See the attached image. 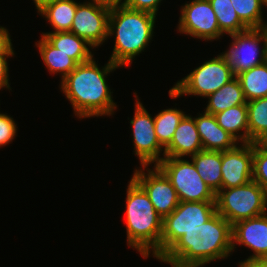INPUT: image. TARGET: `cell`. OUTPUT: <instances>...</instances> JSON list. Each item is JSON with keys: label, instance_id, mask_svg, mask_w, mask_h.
<instances>
[{"label": "cell", "instance_id": "cell-1", "mask_svg": "<svg viewBox=\"0 0 267 267\" xmlns=\"http://www.w3.org/2000/svg\"><path fill=\"white\" fill-rule=\"evenodd\" d=\"M232 225L216 212L200 227L187 231L160 258L172 267H203L230 256Z\"/></svg>", "mask_w": 267, "mask_h": 267}, {"label": "cell", "instance_id": "cell-2", "mask_svg": "<svg viewBox=\"0 0 267 267\" xmlns=\"http://www.w3.org/2000/svg\"><path fill=\"white\" fill-rule=\"evenodd\" d=\"M93 57L91 60L77 64L62 81L61 91L71 102L75 116L82 118L114 114L117 108L113 102L106 76L119 66L110 60L100 69Z\"/></svg>", "mask_w": 267, "mask_h": 267}, {"label": "cell", "instance_id": "cell-3", "mask_svg": "<svg viewBox=\"0 0 267 267\" xmlns=\"http://www.w3.org/2000/svg\"><path fill=\"white\" fill-rule=\"evenodd\" d=\"M156 15L126 6L112 7L108 21V37L115 34L110 61L119 67L129 66L152 40Z\"/></svg>", "mask_w": 267, "mask_h": 267}, {"label": "cell", "instance_id": "cell-4", "mask_svg": "<svg viewBox=\"0 0 267 267\" xmlns=\"http://www.w3.org/2000/svg\"><path fill=\"white\" fill-rule=\"evenodd\" d=\"M127 244L137 249L143 258H160L163 218L156 212L147 193L131 178L126 190Z\"/></svg>", "mask_w": 267, "mask_h": 267}, {"label": "cell", "instance_id": "cell-5", "mask_svg": "<svg viewBox=\"0 0 267 267\" xmlns=\"http://www.w3.org/2000/svg\"><path fill=\"white\" fill-rule=\"evenodd\" d=\"M266 201L265 190L254 180L242 186L221 189L215 195L216 212L231 225L265 214Z\"/></svg>", "mask_w": 267, "mask_h": 267}, {"label": "cell", "instance_id": "cell-6", "mask_svg": "<svg viewBox=\"0 0 267 267\" xmlns=\"http://www.w3.org/2000/svg\"><path fill=\"white\" fill-rule=\"evenodd\" d=\"M235 77L232 66L221 53L217 57L205 61L178 81L169 90V96L174 99L183 95H197L205 98Z\"/></svg>", "mask_w": 267, "mask_h": 267}, {"label": "cell", "instance_id": "cell-7", "mask_svg": "<svg viewBox=\"0 0 267 267\" xmlns=\"http://www.w3.org/2000/svg\"><path fill=\"white\" fill-rule=\"evenodd\" d=\"M215 213V201L179 202L177 208L163 218L160 257L187 231L200 227Z\"/></svg>", "mask_w": 267, "mask_h": 267}, {"label": "cell", "instance_id": "cell-8", "mask_svg": "<svg viewBox=\"0 0 267 267\" xmlns=\"http://www.w3.org/2000/svg\"><path fill=\"white\" fill-rule=\"evenodd\" d=\"M157 166L171 181L179 202L215 201L216 194L203 181L192 160L164 157Z\"/></svg>", "mask_w": 267, "mask_h": 267}, {"label": "cell", "instance_id": "cell-9", "mask_svg": "<svg viewBox=\"0 0 267 267\" xmlns=\"http://www.w3.org/2000/svg\"><path fill=\"white\" fill-rule=\"evenodd\" d=\"M230 37L233 40L230 43V49L222 52V54L232 66L235 76L267 61L266 27L248 29L241 33L232 34ZM259 43L263 44L262 49H260Z\"/></svg>", "mask_w": 267, "mask_h": 267}, {"label": "cell", "instance_id": "cell-10", "mask_svg": "<svg viewBox=\"0 0 267 267\" xmlns=\"http://www.w3.org/2000/svg\"><path fill=\"white\" fill-rule=\"evenodd\" d=\"M135 103L134 118L130 120L133 131L134 154L140 160L141 166H149L154 163L157 165L163 158L165 149L160 145L154 129V118L145 109L143 104L139 101L138 96ZM163 151V157L160 153Z\"/></svg>", "mask_w": 267, "mask_h": 267}, {"label": "cell", "instance_id": "cell-11", "mask_svg": "<svg viewBox=\"0 0 267 267\" xmlns=\"http://www.w3.org/2000/svg\"><path fill=\"white\" fill-rule=\"evenodd\" d=\"M178 30L201 40L214 41L220 39V32L216 14L209 0H192L181 7Z\"/></svg>", "mask_w": 267, "mask_h": 267}, {"label": "cell", "instance_id": "cell-12", "mask_svg": "<svg viewBox=\"0 0 267 267\" xmlns=\"http://www.w3.org/2000/svg\"><path fill=\"white\" fill-rule=\"evenodd\" d=\"M147 167L136 169L132 178L144 189L156 212L164 218L177 208L179 199L164 172L157 165H154L152 170ZM145 169L147 173L144 172Z\"/></svg>", "mask_w": 267, "mask_h": 267}, {"label": "cell", "instance_id": "cell-13", "mask_svg": "<svg viewBox=\"0 0 267 267\" xmlns=\"http://www.w3.org/2000/svg\"><path fill=\"white\" fill-rule=\"evenodd\" d=\"M110 10V7L95 2L79 3L69 32L97 48L108 39Z\"/></svg>", "mask_w": 267, "mask_h": 267}, {"label": "cell", "instance_id": "cell-14", "mask_svg": "<svg viewBox=\"0 0 267 267\" xmlns=\"http://www.w3.org/2000/svg\"><path fill=\"white\" fill-rule=\"evenodd\" d=\"M222 151L221 189L242 186L253 176V143H241Z\"/></svg>", "mask_w": 267, "mask_h": 267}, {"label": "cell", "instance_id": "cell-15", "mask_svg": "<svg viewBox=\"0 0 267 267\" xmlns=\"http://www.w3.org/2000/svg\"><path fill=\"white\" fill-rule=\"evenodd\" d=\"M245 245L253 251L246 260L267 259V216L240 220L232 225V248Z\"/></svg>", "mask_w": 267, "mask_h": 267}, {"label": "cell", "instance_id": "cell-16", "mask_svg": "<svg viewBox=\"0 0 267 267\" xmlns=\"http://www.w3.org/2000/svg\"><path fill=\"white\" fill-rule=\"evenodd\" d=\"M201 150L203 148L195 119L185 115L175 130L170 144L165 148L164 157H191Z\"/></svg>", "mask_w": 267, "mask_h": 267}, {"label": "cell", "instance_id": "cell-17", "mask_svg": "<svg viewBox=\"0 0 267 267\" xmlns=\"http://www.w3.org/2000/svg\"><path fill=\"white\" fill-rule=\"evenodd\" d=\"M203 150L226 151L238 141L218 125L215 115L204 112L194 117Z\"/></svg>", "mask_w": 267, "mask_h": 267}, {"label": "cell", "instance_id": "cell-18", "mask_svg": "<svg viewBox=\"0 0 267 267\" xmlns=\"http://www.w3.org/2000/svg\"><path fill=\"white\" fill-rule=\"evenodd\" d=\"M42 36L55 48L71 57L77 64L87 62L93 58V49L85 39L69 31L46 32ZM89 47V48H88Z\"/></svg>", "mask_w": 267, "mask_h": 267}, {"label": "cell", "instance_id": "cell-19", "mask_svg": "<svg viewBox=\"0 0 267 267\" xmlns=\"http://www.w3.org/2000/svg\"><path fill=\"white\" fill-rule=\"evenodd\" d=\"M191 160L203 181L216 194L221 190L222 151L201 150Z\"/></svg>", "mask_w": 267, "mask_h": 267}, {"label": "cell", "instance_id": "cell-20", "mask_svg": "<svg viewBox=\"0 0 267 267\" xmlns=\"http://www.w3.org/2000/svg\"><path fill=\"white\" fill-rule=\"evenodd\" d=\"M207 98L209 100L204 112L213 115L247 102L241 84L236 77L219 90L208 95Z\"/></svg>", "mask_w": 267, "mask_h": 267}, {"label": "cell", "instance_id": "cell-21", "mask_svg": "<svg viewBox=\"0 0 267 267\" xmlns=\"http://www.w3.org/2000/svg\"><path fill=\"white\" fill-rule=\"evenodd\" d=\"M215 117L218 125L238 142L248 143V108L246 103L219 112L215 114Z\"/></svg>", "mask_w": 267, "mask_h": 267}, {"label": "cell", "instance_id": "cell-22", "mask_svg": "<svg viewBox=\"0 0 267 267\" xmlns=\"http://www.w3.org/2000/svg\"><path fill=\"white\" fill-rule=\"evenodd\" d=\"M79 3L74 0H56L46 4L37 13L50 22L55 31H70Z\"/></svg>", "mask_w": 267, "mask_h": 267}, {"label": "cell", "instance_id": "cell-23", "mask_svg": "<svg viewBox=\"0 0 267 267\" xmlns=\"http://www.w3.org/2000/svg\"><path fill=\"white\" fill-rule=\"evenodd\" d=\"M246 101L267 97V61L236 75Z\"/></svg>", "mask_w": 267, "mask_h": 267}, {"label": "cell", "instance_id": "cell-24", "mask_svg": "<svg viewBox=\"0 0 267 267\" xmlns=\"http://www.w3.org/2000/svg\"><path fill=\"white\" fill-rule=\"evenodd\" d=\"M37 42L35 45L39 48L41 58L52 74L61 73V80H63L76 68L77 63L71 57L52 46L43 36Z\"/></svg>", "mask_w": 267, "mask_h": 267}, {"label": "cell", "instance_id": "cell-25", "mask_svg": "<svg viewBox=\"0 0 267 267\" xmlns=\"http://www.w3.org/2000/svg\"><path fill=\"white\" fill-rule=\"evenodd\" d=\"M248 143H259L267 135V97L247 101Z\"/></svg>", "mask_w": 267, "mask_h": 267}, {"label": "cell", "instance_id": "cell-26", "mask_svg": "<svg viewBox=\"0 0 267 267\" xmlns=\"http://www.w3.org/2000/svg\"><path fill=\"white\" fill-rule=\"evenodd\" d=\"M218 20L220 32L229 36L241 33L248 28L240 21L231 0H209Z\"/></svg>", "mask_w": 267, "mask_h": 267}, {"label": "cell", "instance_id": "cell-27", "mask_svg": "<svg viewBox=\"0 0 267 267\" xmlns=\"http://www.w3.org/2000/svg\"><path fill=\"white\" fill-rule=\"evenodd\" d=\"M186 114L177 108L164 109L154 117V129L160 145L165 149Z\"/></svg>", "mask_w": 267, "mask_h": 267}, {"label": "cell", "instance_id": "cell-28", "mask_svg": "<svg viewBox=\"0 0 267 267\" xmlns=\"http://www.w3.org/2000/svg\"><path fill=\"white\" fill-rule=\"evenodd\" d=\"M240 21L248 29H260L267 26L263 22L262 8H267V0H231Z\"/></svg>", "mask_w": 267, "mask_h": 267}, {"label": "cell", "instance_id": "cell-29", "mask_svg": "<svg viewBox=\"0 0 267 267\" xmlns=\"http://www.w3.org/2000/svg\"><path fill=\"white\" fill-rule=\"evenodd\" d=\"M267 194V147L260 143H253V176Z\"/></svg>", "mask_w": 267, "mask_h": 267}, {"label": "cell", "instance_id": "cell-30", "mask_svg": "<svg viewBox=\"0 0 267 267\" xmlns=\"http://www.w3.org/2000/svg\"><path fill=\"white\" fill-rule=\"evenodd\" d=\"M17 132V124L14 119L3 113H0V147L12 142Z\"/></svg>", "mask_w": 267, "mask_h": 267}, {"label": "cell", "instance_id": "cell-31", "mask_svg": "<svg viewBox=\"0 0 267 267\" xmlns=\"http://www.w3.org/2000/svg\"><path fill=\"white\" fill-rule=\"evenodd\" d=\"M162 0H125L124 6L157 15L158 6Z\"/></svg>", "mask_w": 267, "mask_h": 267}, {"label": "cell", "instance_id": "cell-32", "mask_svg": "<svg viewBox=\"0 0 267 267\" xmlns=\"http://www.w3.org/2000/svg\"><path fill=\"white\" fill-rule=\"evenodd\" d=\"M10 33L8 30L0 26V55H14Z\"/></svg>", "mask_w": 267, "mask_h": 267}, {"label": "cell", "instance_id": "cell-33", "mask_svg": "<svg viewBox=\"0 0 267 267\" xmlns=\"http://www.w3.org/2000/svg\"><path fill=\"white\" fill-rule=\"evenodd\" d=\"M10 56L13 57L14 55H0V90L3 87L11 90L9 85V68L6 61Z\"/></svg>", "mask_w": 267, "mask_h": 267}, {"label": "cell", "instance_id": "cell-34", "mask_svg": "<svg viewBox=\"0 0 267 267\" xmlns=\"http://www.w3.org/2000/svg\"><path fill=\"white\" fill-rule=\"evenodd\" d=\"M239 267H267V259L244 260Z\"/></svg>", "mask_w": 267, "mask_h": 267}, {"label": "cell", "instance_id": "cell-35", "mask_svg": "<svg viewBox=\"0 0 267 267\" xmlns=\"http://www.w3.org/2000/svg\"><path fill=\"white\" fill-rule=\"evenodd\" d=\"M121 1L122 0H92V2L102 4V5L108 6L110 8L116 7V6H123L125 0L122 2Z\"/></svg>", "mask_w": 267, "mask_h": 267}, {"label": "cell", "instance_id": "cell-36", "mask_svg": "<svg viewBox=\"0 0 267 267\" xmlns=\"http://www.w3.org/2000/svg\"><path fill=\"white\" fill-rule=\"evenodd\" d=\"M37 11L41 10L46 4L54 2L56 0H33Z\"/></svg>", "mask_w": 267, "mask_h": 267}, {"label": "cell", "instance_id": "cell-37", "mask_svg": "<svg viewBox=\"0 0 267 267\" xmlns=\"http://www.w3.org/2000/svg\"><path fill=\"white\" fill-rule=\"evenodd\" d=\"M259 143L267 147V135Z\"/></svg>", "mask_w": 267, "mask_h": 267}, {"label": "cell", "instance_id": "cell-38", "mask_svg": "<svg viewBox=\"0 0 267 267\" xmlns=\"http://www.w3.org/2000/svg\"><path fill=\"white\" fill-rule=\"evenodd\" d=\"M265 215L267 216V201H266V212H265Z\"/></svg>", "mask_w": 267, "mask_h": 267}]
</instances>
